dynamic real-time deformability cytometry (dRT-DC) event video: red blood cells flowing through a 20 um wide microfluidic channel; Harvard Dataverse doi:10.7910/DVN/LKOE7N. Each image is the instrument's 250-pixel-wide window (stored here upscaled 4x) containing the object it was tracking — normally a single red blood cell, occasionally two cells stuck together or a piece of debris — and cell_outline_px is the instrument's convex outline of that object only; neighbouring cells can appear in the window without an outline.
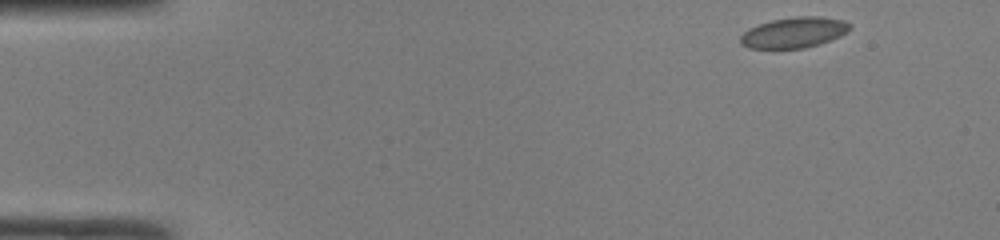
{"species": "common noctule bat (a hibernating species)", "species_latin": "Nyctalus noctula", "temperature_condition": "room temperature", "stored_images_in_passage": 47, "camera_frame_rate_fps": 3000, "um_per_image_px": 0.085, "animal": {"sex": "male", "body_mass_g": 19.0, "forearm_length_mm": 50.8}, "frame": {"image": 1, "passage_image": 1, "time_ms": 0.0, "image_size_px": [1000, 240], "cell_outline_px": [[852, 24], [840, 36], [804, 48], [748, 48], [740, 44], [740, 36], [748, 28], [772, 20], [800, 16], [816, 16], [844, 20]], "centroid_in_image_um": [67.44, 2.76], "position_along_channel_um": 17.6, "area_um2": 19.19}}
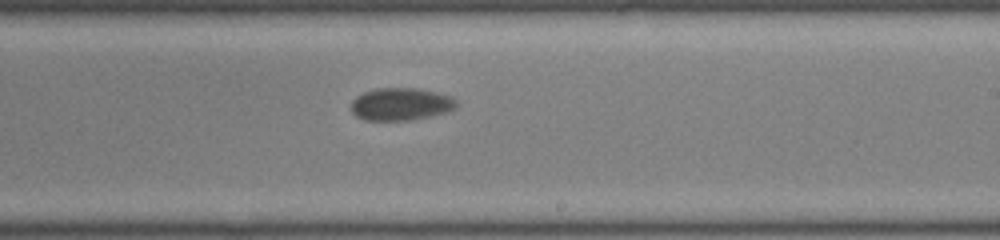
{"frame": {"image": 2, "passage_image": 27, "time_ms": 8.667, "image_size_px": [1000, 240], "cell_outline_px": [[456, 108], [444, 112], [412, 120], [364, 120], [356, 116], [352, 112], [352, 100], [356, 96], [364, 92], [376, 88], [420, 88], [452, 96], [456, 100]], "centroid_in_image_um": [34.06, 8.84], "position_along_channel_um": 254.9, "area_um2": 19.94}}
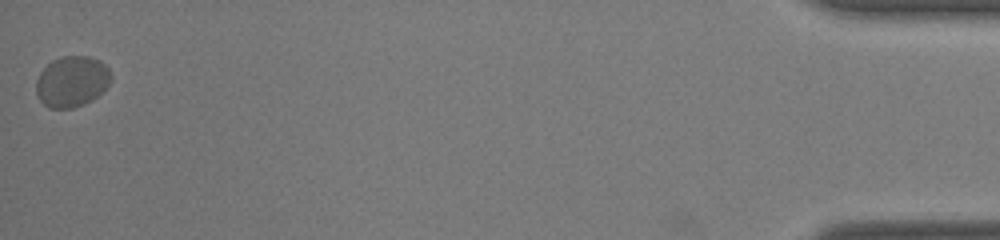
{"frame": {"image": 3, "passage_image": 47, "time_ms": 15.333, "image_size_px": [1000, 240], "cell_outline_px": [[112, 76], [108, 84], [92, 100], [84, 104], [72, 108], [48, 108], [40, 100], [36, 92], [36, 80], [40, 72], [52, 60], [60, 56], [88, 56], [100, 60], [108, 68]], "centroid_in_image_um": [6.09, 6.92], "position_along_channel_um": 429.1, "area_um2": 22.14}, "authors_computed_cell_mechanics": {"area_um2": 19.7676, "velocity_mm_per_s": 3.9923, "shape_relaxation_time_tau1_ms": 2.8393, "shape_relaxation_time_tau2_ms": null, "deformation_change_tau1": 0.0635, "deformation_change_tau2": null}}